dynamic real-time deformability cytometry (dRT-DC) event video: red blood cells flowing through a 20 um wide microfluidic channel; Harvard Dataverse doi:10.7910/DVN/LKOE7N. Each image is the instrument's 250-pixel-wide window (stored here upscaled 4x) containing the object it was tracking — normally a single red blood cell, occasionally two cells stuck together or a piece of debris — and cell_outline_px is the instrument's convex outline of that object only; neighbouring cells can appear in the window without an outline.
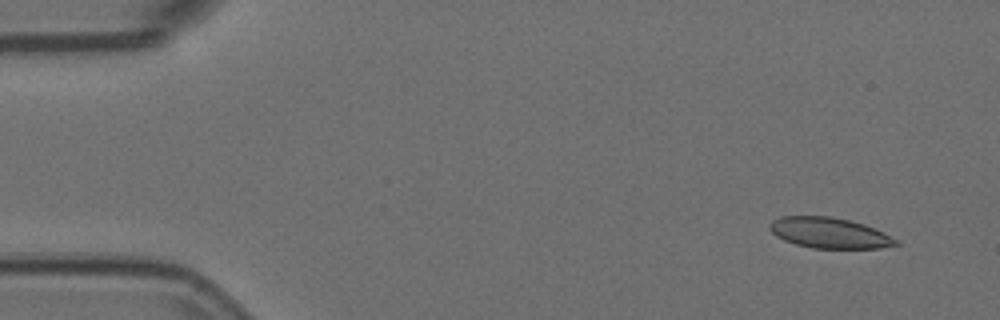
{"species": "Egyptian fruit bat (a non-hibernating species)", "species_latin": "Rousettus aegyptiacus", "temperature_condition": "room temperature", "stored_images_in_passage": 14, "camera_frame_rate_fps": 3000, "um_per_image_px": 0.085, "animal": {"sex": "female"}, "frame": {"image": 1, "passage_image": 1, "time_ms": 0.0, "image_size_px": [1000, 320], "cell_outline_px": [[900, 244], [880, 248], [812, 248], [796, 244], [784, 240], [776, 236], [768, 228], [768, 224], [772, 220], [780, 216], [832, 216], [864, 224], [900, 240]], "centroid_in_image_um": [70.48, 19.79], "position_along_channel_um": 14.5, "area_um2": 22.6}}
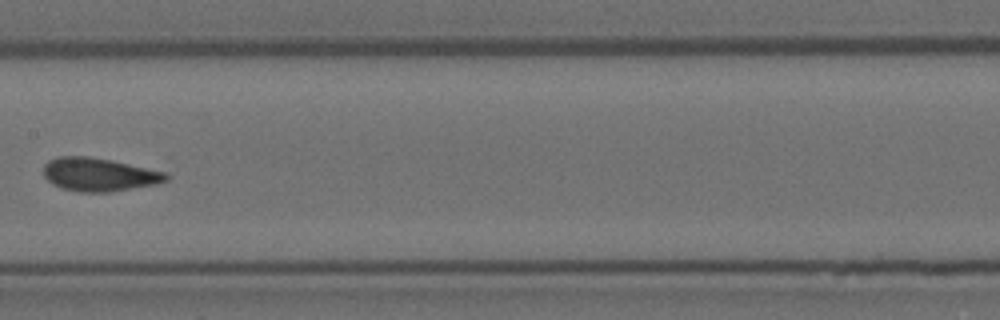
{"frame": {"image": 2, "passage_image": 7, "time_ms": 2.0, "image_size_px": [1000, 320], "cell_outline_px": [[168, 180], [160, 184], [108, 192], [80, 192], [60, 188], [52, 184], [44, 176], [44, 164], [48, 160], [60, 156], [88, 156], [128, 164], [164, 172], [168, 176]], "centroid_in_image_um": [8.39, 14.85], "position_along_channel_um": 199.0, "area_um2": 23.7}}
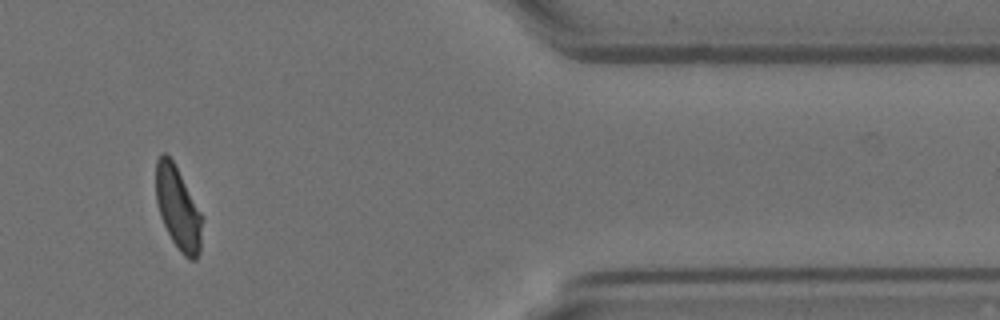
{"frame": {"image": 3, "passage_image": 12, "time_ms": 3.667, "image_size_px": [1000, 320], "cell_outline_px": [[200, 252], [196, 260], [188, 260], [180, 252], [172, 240], [160, 216], [156, 200], [156, 160], [160, 152], [164, 152], [172, 160], [200, 212]], "centroid_in_image_um": [15.09, 17.7], "position_along_channel_um": 396.3, "area_um2": 21.68}}